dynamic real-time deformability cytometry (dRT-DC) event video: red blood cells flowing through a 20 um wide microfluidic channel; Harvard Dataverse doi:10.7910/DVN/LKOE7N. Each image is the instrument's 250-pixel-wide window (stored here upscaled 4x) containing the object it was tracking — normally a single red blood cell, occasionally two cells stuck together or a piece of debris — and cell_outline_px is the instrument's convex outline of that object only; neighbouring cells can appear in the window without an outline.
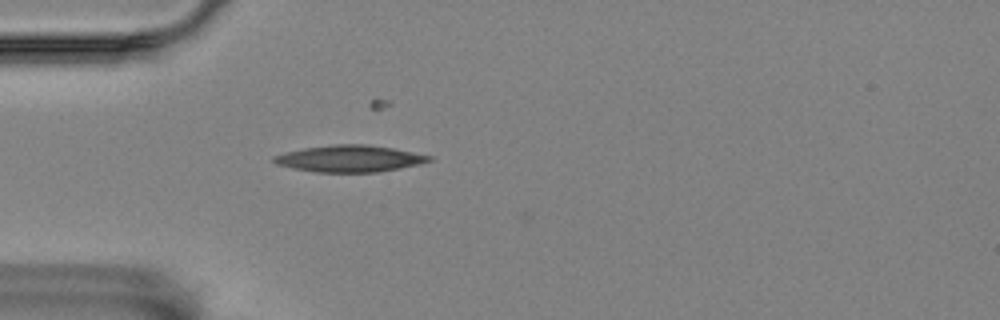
{"species": "Egyptian fruit bat (a non-hibernating species)", "species_latin": "Rousettus aegyptiacus", "temperature_condition": "room temperature", "stored_images_in_passage": 5, "camera_frame_rate_fps": 3000, "um_per_image_px": 0.085, "animal": {"sex": "female"}, "frame": {"image": 1, "passage_image": 2, "time_ms": 0.333, "image_size_px": [1000, 320], "cell_outline_px": [[432, 160], [420, 164], [400, 168], [376, 172], [316, 172], [292, 168], [276, 164], [272, 160], [272, 156], [284, 152], [304, 148], [332, 144], [368, 144], [392, 148], [432, 156]], "centroid_in_image_um": [29.68, 13.48], "position_along_channel_um": 55.3, "area_um2": 24.16}}